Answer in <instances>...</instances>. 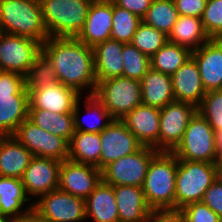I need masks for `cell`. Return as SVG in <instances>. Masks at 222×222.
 I'll list each match as a JSON object with an SVG mask.
<instances>
[{
    "label": "cell",
    "mask_w": 222,
    "mask_h": 222,
    "mask_svg": "<svg viewBox=\"0 0 222 222\" xmlns=\"http://www.w3.org/2000/svg\"><path fill=\"white\" fill-rule=\"evenodd\" d=\"M41 52L52 63L59 83L81 95L94 94L97 81L92 47L77 38L49 37Z\"/></svg>",
    "instance_id": "obj_1"
},
{
    "label": "cell",
    "mask_w": 222,
    "mask_h": 222,
    "mask_svg": "<svg viewBox=\"0 0 222 222\" xmlns=\"http://www.w3.org/2000/svg\"><path fill=\"white\" fill-rule=\"evenodd\" d=\"M178 158L172 152L159 151L151 160L142 186L152 211L175 210V186Z\"/></svg>",
    "instance_id": "obj_2"
},
{
    "label": "cell",
    "mask_w": 222,
    "mask_h": 222,
    "mask_svg": "<svg viewBox=\"0 0 222 222\" xmlns=\"http://www.w3.org/2000/svg\"><path fill=\"white\" fill-rule=\"evenodd\" d=\"M0 32L43 44L48 33L39 0H0Z\"/></svg>",
    "instance_id": "obj_3"
},
{
    "label": "cell",
    "mask_w": 222,
    "mask_h": 222,
    "mask_svg": "<svg viewBox=\"0 0 222 222\" xmlns=\"http://www.w3.org/2000/svg\"><path fill=\"white\" fill-rule=\"evenodd\" d=\"M93 0H41L49 37L76 38L83 29Z\"/></svg>",
    "instance_id": "obj_4"
},
{
    "label": "cell",
    "mask_w": 222,
    "mask_h": 222,
    "mask_svg": "<svg viewBox=\"0 0 222 222\" xmlns=\"http://www.w3.org/2000/svg\"><path fill=\"white\" fill-rule=\"evenodd\" d=\"M215 163L178 160L175 186V210L202 201L206 190L216 181Z\"/></svg>",
    "instance_id": "obj_5"
},
{
    "label": "cell",
    "mask_w": 222,
    "mask_h": 222,
    "mask_svg": "<svg viewBox=\"0 0 222 222\" xmlns=\"http://www.w3.org/2000/svg\"><path fill=\"white\" fill-rule=\"evenodd\" d=\"M93 95L114 119H122L136 106L142 104L140 80L123 76L97 82Z\"/></svg>",
    "instance_id": "obj_6"
},
{
    "label": "cell",
    "mask_w": 222,
    "mask_h": 222,
    "mask_svg": "<svg viewBox=\"0 0 222 222\" xmlns=\"http://www.w3.org/2000/svg\"><path fill=\"white\" fill-rule=\"evenodd\" d=\"M215 131L198 111L189 121L181 142L172 151L178 160L215 163Z\"/></svg>",
    "instance_id": "obj_7"
},
{
    "label": "cell",
    "mask_w": 222,
    "mask_h": 222,
    "mask_svg": "<svg viewBox=\"0 0 222 222\" xmlns=\"http://www.w3.org/2000/svg\"><path fill=\"white\" fill-rule=\"evenodd\" d=\"M158 152L153 147L142 146L138 151L111 162L101 170L102 181L112 186L142 187L149 164Z\"/></svg>",
    "instance_id": "obj_8"
},
{
    "label": "cell",
    "mask_w": 222,
    "mask_h": 222,
    "mask_svg": "<svg viewBox=\"0 0 222 222\" xmlns=\"http://www.w3.org/2000/svg\"><path fill=\"white\" fill-rule=\"evenodd\" d=\"M33 211L50 222L87 221L85 200L59 189L50 191L34 201Z\"/></svg>",
    "instance_id": "obj_9"
},
{
    "label": "cell",
    "mask_w": 222,
    "mask_h": 222,
    "mask_svg": "<svg viewBox=\"0 0 222 222\" xmlns=\"http://www.w3.org/2000/svg\"><path fill=\"white\" fill-rule=\"evenodd\" d=\"M13 136L33 156L53 158L58 161L67 160L69 157V144L64 138L43 130L29 118L18 126Z\"/></svg>",
    "instance_id": "obj_10"
},
{
    "label": "cell",
    "mask_w": 222,
    "mask_h": 222,
    "mask_svg": "<svg viewBox=\"0 0 222 222\" xmlns=\"http://www.w3.org/2000/svg\"><path fill=\"white\" fill-rule=\"evenodd\" d=\"M41 47L40 42L30 38L0 32V71L25 76Z\"/></svg>",
    "instance_id": "obj_11"
},
{
    "label": "cell",
    "mask_w": 222,
    "mask_h": 222,
    "mask_svg": "<svg viewBox=\"0 0 222 222\" xmlns=\"http://www.w3.org/2000/svg\"><path fill=\"white\" fill-rule=\"evenodd\" d=\"M196 112L195 105L176 100L160 109L159 151L172 152L177 147Z\"/></svg>",
    "instance_id": "obj_12"
},
{
    "label": "cell",
    "mask_w": 222,
    "mask_h": 222,
    "mask_svg": "<svg viewBox=\"0 0 222 222\" xmlns=\"http://www.w3.org/2000/svg\"><path fill=\"white\" fill-rule=\"evenodd\" d=\"M61 163L53 158L32 157L21 178L25 193L32 203L40 196L58 189Z\"/></svg>",
    "instance_id": "obj_13"
},
{
    "label": "cell",
    "mask_w": 222,
    "mask_h": 222,
    "mask_svg": "<svg viewBox=\"0 0 222 222\" xmlns=\"http://www.w3.org/2000/svg\"><path fill=\"white\" fill-rule=\"evenodd\" d=\"M100 170L113 161L138 151L143 145L121 119L113 121L100 132Z\"/></svg>",
    "instance_id": "obj_14"
},
{
    "label": "cell",
    "mask_w": 222,
    "mask_h": 222,
    "mask_svg": "<svg viewBox=\"0 0 222 222\" xmlns=\"http://www.w3.org/2000/svg\"><path fill=\"white\" fill-rule=\"evenodd\" d=\"M102 181L101 170L89 164L62 161L59 170L58 189L86 199Z\"/></svg>",
    "instance_id": "obj_15"
},
{
    "label": "cell",
    "mask_w": 222,
    "mask_h": 222,
    "mask_svg": "<svg viewBox=\"0 0 222 222\" xmlns=\"http://www.w3.org/2000/svg\"><path fill=\"white\" fill-rule=\"evenodd\" d=\"M29 109H43L55 113H73L74 106L81 94L75 89L59 82L43 87L30 89Z\"/></svg>",
    "instance_id": "obj_16"
},
{
    "label": "cell",
    "mask_w": 222,
    "mask_h": 222,
    "mask_svg": "<svg viewBox=\"0 0 222 222\" xmlns=\"http://www.w3.org/2000/svg\"><path fill=\"white\" fill-rule=\"evenodd\" d=\"M112 15L113 2L93 0L83 29L76 38L92 48L111 39Z\"/></svg>",
    "instance_id": "obj_17"
},
{
    "label": "cell",
    "mask_w": 222,
    "mask_h": 222,
    "mask_svg": "<svg viewBox=\"0 0 222 222\" xmlns=\"http://www.w3.org/2000/svg\"><path fill=\"white\" fill-rule=\"evenodd\" d=\"M121 120L143 146L159 151L160 109L141 104Z\"/></svg>",
    "instance_id": "obj_18"
},
{
    "label": "cell",
    "mask_w": 222,
    "mask_h": 222,
    "mask_svg": "<svg viewBox=\"0 0 222 222\" xmlns=\"http://www.w3.org/2000/svg\"><path fill=\"white\" fill-rule=\"evenodd\" d=\"M197 62L204 89H222V39H209L197 50L192 51Z\"/></svg>",
    "instance_id": "obj_19"
},
{
    "label": "cell",
    "mask_w": 222,
    "mask_h": 222,
    "mask_svg": "<svg viewBox=\"0 0 222 222\" xmlns=\"http://www.w3.org/2000/svg\"><path fill=\"white\" fill-rule=\"evenodd\" d=\"M171 79L176 101L188 102L196 107L201 104L206 90L197 62L192 56L171 75Z\"/></svg>",
    "instance_id": "obj_20"
},
{
    "label": "cell",
    "mask_w": 222,
    "mask_h": 222,
    "mask_svg": "<svg viewBox=\"0 0 222 222\" xmlns=\"http://www.w3.org/2000/svg\"><path fill=\"white\" fill-rule=\"evenodd\" d=\"M31 210L33 203L25 193L22 179L0 176V213L12 222H20Z\"/></svg>",
    "instance_id": "obj_21"
},
{
    "label": "cell",
    "mask_w": 222,
    "mask_h": 222,
    "mask_svg": "<svg viewBox=\"0 0 222 222\" xmlns=\"http://www.w3.org/2000/svg\"><path fill=\"white\" fill-rule=\"evenodd\" d=\"M113 188L119 222H147L152 209L145 199L142 187L121 185Z\"/></svg>",
    "instance_id": "obj_22"
},
{
    "label": "cell",
    "mask_w": 222,
    "mask_h": 222,
    "mask_svg": "<svg viewBox=\"0 0 222 222\" xmlns=\"http://www.w3.org/2000/svg\"><path fill=\"white\" fill-rule=\"evenodd\" d=\"M28 114L29 92H0V136L13 135Z\"/></svg>",
    "instance_id": "obj_23"
},
{
    "label": "cell",
    "mask_w": 222,
    "mask_h": 222,
    "mask_svg": "<svg viewBox=\"0 0 222 222\" xmlns=\"http://www.w3.org/2000/svg\"><path fill=\"white\" fill-rule=\"evenodd\" d=\"M32 157L13 135L0 136V176L21 179Z\"/></svg>",
    "instance_id": "obj_24"
},
{
    "label": "cell",
    "mask_w": 222,
    "mask_h": 222,
    "mask_svg": "<svg viewBox=\"0 0 222 222\" xmlns=\"http://www.w3.org/2000/svg\"><path fill=\"white\" fill-rule=\"evenodd\" d=\"M123 46V42L109 39L92 48L97 82L123 76Z\"/></svg>",
    "instance_id": "obj_25"
},
{
    "label": "cell",
    "mask_w": 222,
    "mask_h": 222,
    "mask_svg": "<svg viewBox=\"0 0 222 222\" xmlns=\"http://www.w3.org/2000/svg\"><path fill=\"white\" fill-rule=\"evenodd\" d=\"M86 219L93 222H119L118 208L112 185L101 181L85 199Z\"/></svg>",
    "instance_id": "obj_26"
},
{
    "label": "cell",
    "mask_w": 222,
    "mask_h": 222,
    "mask_svg": "<svg viewBox=\"0 0 222 222\" xmlns=\"http://www.w3.org/2000/svg\"><path fill=\"white\" fill-rule=\"evenodd\" d=\"M140 82L143 105L162 109L175 100L171 76L150 68Z\"/></svg>",
    "instance_id": "obj_27"
},
{
    "label": "cell",
    "mask_w": 222,
    "mask_h": 222,
    "mask_svg": "<svg viewBox=\"0 0 222 222\" xmlns=\"http://www.w3.org/2000/svg\"><path fill=\"white\" fill-rule=\"evenodd\" d=\"M85 95L84 97L82 95L80 96L73 109L74 129L75 131L100 133L113 121L114 118L95 95H89L87 93ZM82 97L84 98L83 101H85V103L82 102ZM82 103L86 109L85 113L87 114L85 115L90 116V118L93 115L94 120L92 122L84 120L81 116V114H83L81 112Z\"/></svg>",
    "instance_id": "obj_28"
},
{
    "label": "cell",
    "mask_w": 222,
    "mask_h": 222,
    "mask_svg": "<svg viewBox=\"0 0 222 222\" xmlns=\"http://www.w3.org/2000/svg\"><path fill=\"white\" fill-rule=\"evenodd\" d=\"M210 38L206 34L201 18L180 15L175 22L167 40L191 51L197 50Z\"/></svg>",
    "instance_id": "obj_29"
},
{
    "label": "cell",
    "mask_w": 222,
    "mask_h": 222,
    "mask_svg": "<svg viewBox=\"0 0 222 222\" xmlns=\"http://www.w3.org/2000/svg\"><path fill=\"white\" fill-rule=\"evenodd\" d=\"M68 144L69 160L100 169L102 152L100 133L75 131Z\"/></svg>",
    "instance_id": "obj_30"
},
{
    "label": "cell",
    "mask_w": 222,
    "mask_h": 222,
    "mask_svg": "<svg viewBox=\"0 0 222 222\" xmlns=\"http://www.w3.org/2000/svg\"><path fill=\"white\" fill-rule=\"evenodd\" d=\"M28 118L51 134L64 138L68 143L75 132L73 113H55L43 109H29Z\"/></svg>",
    "instance_id": "obj_31"
},
{
    "label": "cell",
    "mask_w": 222,
    "mask_h": 222,
    "mask_svg": "<svg viewBox=\"0 0 222 222\" xmlns=\"http://www.w3.org/2000/svg\"><path fill=\"white\" fill-rule=\"evenodd\" d=\"M192 51L176 43H166L151 57V68L171 76L190 57Z\"/></svg>",
    "instance_id": "obj_32"
},
{
    "label": "cell",
    "mask_w": 222,
    "mask_h": 222,
    "mask_svg": "<svg viewBox=\"0 0 222 222\" xmlns=\"http://www.w3.org/2000/svg\"><path fill=\"white\" fill-rule=\"evenodd\" d=\"M179 16L174 0H153L142 21L168 36Z\"/></svg>",
    "instance_id": "obj_33"
},
{
    "label": "cell",
    "mask_w": 222,
    "mask_h": 222,
    "mask_svg": "<svg viewBox=\"0 0 222 222\" xmlns=\"http://www.w3.org/2000/svg\"><path fill=\"white\" fill-rule=\"evenodd\" d=\"M142 19L113 2L111 39L131 43Z\"/></svg>",
    "instance_id": "obj_34"
},
{
    "label": "cell",
    "mask_w": 222,
    "mask_h": 222,
    "mask_svg": "<svg viewBox=\"0 0 222 222\" xmlns=\"http://www.w3.org/2000/svg\"><path fill=\"white\" fill-rule=\"evenodd\" d=\"M58 82L55 69L50 60L41 52L25 75V88H43Z\"/></svg>",
    "instance_id": "obj_35"
},
{
    "label": "cell",
    "mask_w": 222,
    "mask_h": 222,
    "mask_svg": "<svg viewBox=\"0 0 222 222\" xmlns=\"http://www.w3.org/2000/svg\"><path fill=\"white\" fill-rule=\"evenodd\" d=\"M122 59L123 77L141 80L151 68V58L147 57L132 43H124Z\"/></svg>",
    "instance_id": "obj_36"
},
{
    "label": "cell",
    "mask_w": 222,
    "mask_h": 222,
    "mask_svg": "<svg viewBox=\"0 0 222 222\" xmlns=\"http://www.w3.org/2000/svg\"><path fill=\"white\" fill-rule=\"evenodd\" d=\"M167 41V35L156 28L139 24L131 43L147 57L151 58Z\"/></svg>",
    "instance_id": "obj_37"
},
{
    "label": "cell",
    "mask_w": 222,
    "mask_h": 222,
    "mask_svg": "<svg viewBox=\"0 0 222 222\" xmlns=\"http://www.w3.org/2000/svg\"><path fill=\"white\" fill-rule=\"evenodd\" d=\"M197 111L214 131L222 130V89L207 91Z\"/></svg>",
    "instance_id": "obj_38"
},
{
    "label": "cell",
    "mask_w": 222,
    "mask_h": 222,
    "mask_svg": "<svg viewBox=\"0 0 222 222\" xmlns=\"http://www.w3.org/2000/svg\"><path fill=\"white\" fill-rule=\"evenodd\" d=\"M201 21L210 39H222V0H207Z\"/></svg>",
    "instance_id": "obj_39"
},
{
    "label": "cell",
    "mask_w": 222,
    "mask_h": 222,
    "mask_svg": "<svg viewBox=\"0 0 222 222\" xmlns=\"http://www.w3.org/2000/svg\"><path fill=\"white\" fill-rule=\"evenodd\" d=\"M180 212L185 222H222L221 218L202 201L190 203Z\"/></svg>",
    "instance_id": "obj_40"
},
{
    "label": "cell",
    "mask_w": 222,
    "mask_h": 222,
    "mask_svg": "<svg viewBox=\"0 0 222 222\" xmlns=\"http://www.w3.org/2000/svg\"><path fill=\"white\" fill-rule=\"evenodd\" d=\"M0 92H28L25 88V76L0 71Z\"/></svg>",
    "instance_id": "obj_41"
},
{
    "label": "cell",
    "mask_w": 222,
    "mask_h": 222,
    "mask_svg": "<svg viewBox=\"0 0 222 222\" xmlns=\"http://www.w3.org/2000/svg\"><path fill=\"white\" fill-rule=\"evenodd\" d=\"M202 202L222 220V181H216L206 190Z\"/></svg>",
    "instance_id": "obj_42"
},
{
    "label": "cell",
    "mask_w": 222,
    "mask_h": 222,
    "mask_svg": "<svg viewBox=\"0 0 222 222\" xmlns=\"http://www.w3.org/2000/svg\"><path fill=\"white\" fill-rule=\"evenodd\" d=\"M179 15L201 18L207 0H174Z\"/></svg>",
    "instance_id": "obj_43"
},
{
    "label": "cell",
    "mask_w": 222,
    "mask_h": 222,
    "mask_svg": "<svg viewBox=\"0 0 222 222\" xmlns=\"http://www.w3.org/2000/svg\"><path fill=\"white\" fill-rule=\"evenodd\" d=\"M152 1L153 0H115L114 3L142 19L151 7Z\"/></svg>",
    "instance_id": "obj_44"
},
{
    "label": "cell",
    "mask_w": 222,
    "mask_h": 222,
    "mask_svg": "<svg viewBox=\"0 0 222 222\" xmlns=\"http://www.w3.org/2000/svg\"><path fill=\"white\" fill-rule=\"evenodd\" d=\"M147 222H185L179 210L152 211Z\"/></svg>",
    "instance_id": "obj_45"
},
{
    "label": "cell",
    "mask_w": 222,
    "mask_h": 222,
    "mask_svg": "<svg viewBox=\"0 0 222 222\" xmlns=\"http://www.w3.org/2000/svg\"><path fill=\"white\" fill-rule=\"evenodd\" d=\"M20 222H50L31 210Z\"/></svg>",
    "instance_id": "obj_46"
},
{
    "label": "cell",
    "mask_w": 222,
    "mask_h": 222,
    "mask_svg": "<svg viewBox=\"0 0 222 222\" xmlns=\"http://www.w3.org/2000/svg\"><path fill=\"white\" fill-rule=\"evenodd\" d=\"M214 139H215L216 154L217 156H221L222 155V130L215 131Z\"/></svg>",
    "instance_id": "obj_47"
},
{
    "label": "cell",
    "mask_w": 222,
    "mask_h": 222,
    "mask_svg": "<svg viewBox=\"0 0 222 222\" xmlns=\"http://www.w3.org/2000/svg\"><path fill=\"white\" fill-rule=\"evenodd\" d=\"M217 179L222 181V155L217 156L215 161Z\"/></svg>",
    "instance_id": "obj_48"
},
{
    "label": "cell",
    "mask_w": 222,
    "mask_h": 222,
    "mask_svg": "<svg viewBox=\"0 0 222 222\" xmlns=\"http://www.w3.org/2000/svg\"><path fill=\"white\" fill-rule=\"evenodd\" d=\"M0 222H12L9 218H7L5 215H2L0 213Z\"/></svg>",
    "instance_id": "obj_49"
},
{
    "label": "cell",
    "mask_w": 222,
    "mask_h": 222,
    "mask_svg": "<svg viewBox=\"0 0 222 222\" xmlns=\"http://www.w3.org/2000/svg\"><path fill=\"white\" fill-rule=\"evenodd\" d=\"M99 1H104V2H114L115 0H99Z\"/></svg>",
    "instance_id": "obj_50"
}]
</instances>
